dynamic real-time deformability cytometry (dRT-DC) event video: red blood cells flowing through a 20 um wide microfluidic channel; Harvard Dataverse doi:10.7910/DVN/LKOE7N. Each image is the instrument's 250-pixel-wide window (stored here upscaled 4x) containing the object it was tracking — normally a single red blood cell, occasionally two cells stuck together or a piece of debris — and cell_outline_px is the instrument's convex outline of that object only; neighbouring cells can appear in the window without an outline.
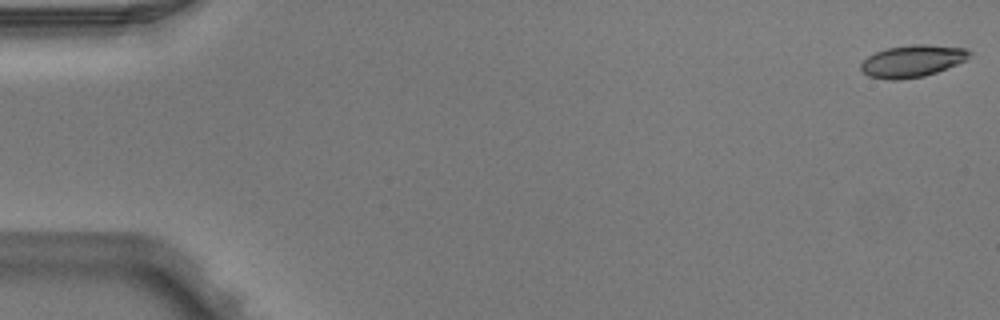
{"species": "Egyptian fruit bat (a non-hibernating species)", "species_latin": "Rousettus aegyptiacus", "temperature_condition": "warm", "stored_images_in_passage": 4, "camera_frame_rate_fps": 3000, "um_per_image_px": 0.085, "animal": {"sex": "male"}, "frame": {"image": 1, "passage_image": 1, "time_ms": 0.0, "image_size_px": [1000, 320], "cell_outline_px": [[972, 52], [964, 60], [956, 64], [936, 72], [924, 76], [896, 80], [892, 80], [868, 76], [860, 68], [860, 64], [868, 56], [876, 52], [888, 48], [912, 44], [924, 44], [964, 48]], "centroid_in_image_um": [77.52, 5.19], "position_along_channel_um": 7.5, "area_um2": 19.94}}
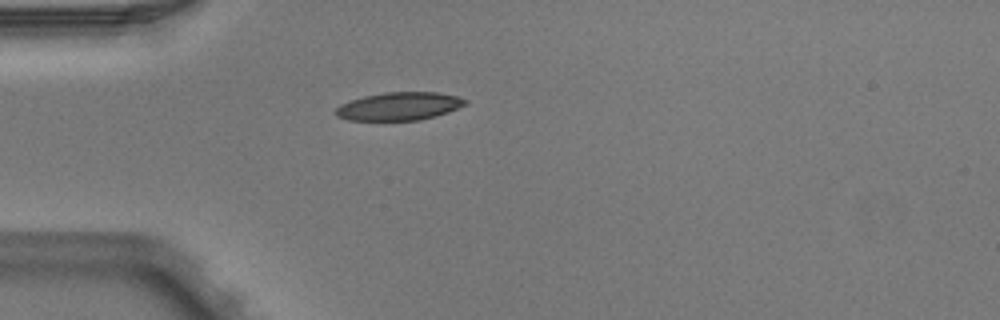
{"frame": {"image": 2, "passage_image": 4, "time_ms": 1.0, "image_size_px": [1000, 320], "cell_outline_px": [[468, 104], [448, 112], [436, 116], [420, 120], [348, 120], [336, 116], [332, 112], [340, 104], [364, 96], [384, 92], [436, 92], [456, 96], [468, 100]], "centroid_in_image_um": [33.92, 9.03], "position_along_channel_um": 51.1, "area_um2": 21.27}}